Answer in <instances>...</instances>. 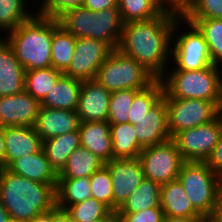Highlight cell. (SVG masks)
Masks as SVG:
<instances>
[{"label": "cell", "mask_w": 222, "mask_h": 222, "mask_svg": "<svg viewBox=\"0 0 222 222\" xmlns=\"http://www.w3.org/2000/svg\"><path fill=\"white\" fill-rule=\"evenodd\" d=\"M164 88L162 81L156 79L148 87L140 90L134 97L129 111V123L138 124L149 110L163 97Z\"/></svg>", "instance_id": "32"}, {"label": "cell", "mask_w": 222, "mask_h": 222, "mask_svg": "<svg viewBox=\"0 0 222 222\" xmlns=\"http://www.w3.org/2000/svg\"><path fill=\"white\" fill-rule=\"evenodd\" d=\"M79 147H81L79 130L42 141V149L57 173L66 165L70 154Z\"/></svg>", "instance_id": "24"}, {"label": "cell", "mask_w": 222, "mask_h": 222, "mask_svg": "<svg viewBox=\"0 0 222 222\" xmlns=\"http://www.w3.org/2000/svg\"><path fill=\"white\" fill-rule=\"evenodd\" d=\"M10 222H26V221H15V220H11Z\"/></svg>", "instance_id": "52"}, {"label": "cell", "mask_w": 222, "mask_h": 222, "mask_svg": "<svg viewBox=\"0 0 222 222\" xmlns=\"http://www.w3.org/2000/svg\"><path fill=\"white\" fill-rule=\"evenodd\" d=\"M47 222H74L66 210L55 207L47 211Z\"/></svg>", "instance_id": "44"}, {"label": "cell", "mask_w": 222, "mask_h": 222, "mask_svg": "<svg viewBox=\"0 0 222 222\" xmlns=\"http://www.w3.org/2000/svg\"><path fill=\"white\" fill-rule=\"evenodd\" d=\"M118 0H83V7L91 11L98 12L101 10L117 7Z\"/></svg>", "instance_id": "43"}, {"label": "cell", "mask_w": 222, "mask_h": 222, "mask_svg": "<svg viewBox=\"0 0 222 222\" xmlns=\"http://www.w3.org/2000/svg\"><path fill=\"white\" fill-rule=\"evenodd\" d=\"M65 210L74 222H95L111 212L105 204L94 197L69 205Z\"/></svg>", "instance_id": "35"}, {"label": "cell", "mask_w": 222, "mask_h": 222, "mask_svg": "<svg viewBox=\"0 0 222 222\" xmlns=\"http://www.w3.org/2000/svg\"><path fill=\"white\" fill-rule=\"evenodd\" d=\"M222 133V113L209 123L177 132L171 139L184 161L205 162Z\"/></svg>", "instance_id": "11"}, {"label": "cell", "mask_w": 222, "mask_h": 222, "mask_svg": "<svg viewBox=\"0 0 222 222\" xmlns=\"http://www.w3.org/2000/svg\"><path fill=\"white\" fill-rule=\"evenodd\" d=\"M138 158L143 166L145 178L160 185L176 180L185 162L172 139L144 147Z\"/></svg>", "instance_id": "10"}, {"label": "cell", "mask_w": 222, "mask_h": 222, "mask_svg": "<svg viewBox=\"0 0 222 222\" xmlns=\"http://www.w3.org/2000/svg\"><path fill=\"white\" fill-rule=\"evenodd\" d=\"M81 147L88 149L105 163L113 159L110 124L106 121L80 122Z\"/></svg>", "instance_id": "20"}, {"label": "cell", "mask_w": 222, "mask_h": 222, "mask_svg": "<svg viewBox=\"0 0 222 222\" xmlns=\"http://www.w3.org/2000/svg\"><path fill=\"white\" fill-rule=\"evenodd\" d=\"M120 222H163L164 211L161 206L143 209L139 212H117Z\"/></svg>", "instance_id": "40"}, {"label": "cell", "mask_w": 222, "mask_h": 222, "mask_svg": "<svg viewBox=\"0 0 222 222\" xmlns=\"http://www.w3.org/2000/svg\"><path fill=\"white\" fill-rule=\"evenodd\" d=\"M117 7L124 24L153 19L162 13L157 0H118Z\"/></svg>", "instance_id": "33"}, {"label": "cell", "mask_w": 222, "mask_h": 222, "mask_svg": "<svg viewBox=\"0 0 222 222\" xmlns=\"http://www.w3.org/2000/svg\"><path fill=\"white\" fill-rule=\"evenodd\" d=\"M177 19L162 12L153 19L125 23L117 49L160 79L172 62V31Z\"/></svg>", "instance_id": "1"}, {"label": "cell", "mask_w": 222, "mask_h": 222, "mask_svg": "<svg viewBox=\"0 0 222 222\" xmlns=\"http://www.w3.org/2000/svg\"><path fill=\"white\" fill-rule=\"evenodd\" d=\"M165 101L167 128L171 138L182 130L209 123L222 113V102L203 99H165Z\"/></svg>", "instance_id": "9"}, {"label": "cell", "mask_w": 222, "mask_h": 222, "mask_svg": "<svg viewBox=\"0 0 222 222\" xmlns=\"http://www.w3.org/2000/svg\"><path fill=\"white\" fill-rule=\"evenodd\" d=\"M203 35L213 65H222V19H185Z\"/></svg>", "instance_id": "31"}, {"label": "cell", "mask_w": 222, "mask_h": 222, "mask_svg": "<svg viewBox=\"0 0 222 222\" xmlns=\"http://www.w3.org/2000/svg\"><path fill=\"white\" fill-rule=\"evenodd\" d=\"M0 168H5L4 127H1V126H0Z\"/></svg>", "instance_id": "47"}, {"label": "cell", "mask_w": 222, "mask_h": 222, "mask_svg": "<svg viewBox=\"0 0 222 222\" xmlns=\"http://www.w3.org/2000/svg\"><path fill=\"white\" fill-rule=\"evenodd\" d=\"M207 166L222 179V133L211 155L205 161Z\"/></svg>", "instance_id": "42"}, {"label": "cell", "mask_w": 222, "mask_h": 222, "mask_svg": "<svg viewBox=\"0 0 222 222\" xmlns=\"http://www.w3.org/2000/svg\"><path fill=\"white\" fill-rule=\"evenodd\" d=\"M95 222H120V217L117 211H111L106 217Z\"/></svg>", "instance_id": "48"}, {"label": "cell", "mask_w": 222, "mask_h": 222, "mask_svg": "<svg viewBox=\"0 0 222 222\" xmlns=\"http://www.w3.org/2000/svg\"><path fill=\"white\" fill-rule=\"evenodd\" d=\"M63 74L52 66L25 71L24 90L41 102Z\"/></svg>", "instance_id": "30"}, {"label": "cell", "mask_w": 222, "mask_h": 222, "mask_svg": "<svg viewBox=\"0 0 222 222\" xmlns=\"http://www.w3.org/2000/svg\"><path fill=\"white\" fill-rule=\"evenodd\" d=\"M35 2L34 0H32ZM83 0H42L40 8L36 10L37 14L57 18L64 11L80 7Z\"/></svg>", "instance_id": "39"}, {"label": "cell", "mask_w": 222, "mask_h": 222, "mask_svg": "<svg viewBox=\"0 0 222 222\" xmlns=\"http://www.w3.org/2000/svg\"><path fill=\"white\" fill-rule=\"evenodd\" d=\"M210 217L216 222H222V191L218 194Z\"/></svg>", "instance_id": "45"}, {"label": "cell", "mask_w": 222, "mask_h": 222, "mask_svg": "<svg viewBox=\"0 0 222 222\" xmlns=\"http://www.w3.org/2000/svg\"><path fill=\"white\" fill-rule=\"evenodd\" d=\"M4 139L5 168H8L16 159L37 153L42 149V139L34 127H4Z\"/></svg>", "instance_id": "18"}, {"label": "cell", "mask_w": 222, "mask_h": 222, "mask_svg": "<svg viewBox=\"0 0 222 222\" xmlns=\"http://www.w3.org/2000/svg\"><path fill=\"white\" fill-rule=\"evenodd\" d=\"M111 92L97 81H82L77 114L80 122L106 121L109 117Z\"/></svg>", "instance_id": "15"}, {"label": "cell", "mask_w": 222, "mask_h": 222, "mask_svg": "<svg viewBox=\"0 0 222 222\" xmlns=\"http://www.w3.org/2000/svg\"><path fill=\"white\" fill-rule=\"evenodd\" d=\"M77 110H61L40 107L34 129L42 141L79 130Z\"/></svg>", "instance_id": "17"}, {"label": "cell", "mask_w": 222, "mask_h": 222, "mask_svg": "<svg viewBox=\"0 0 222 222\" xmlns=\"http://www.w3.org/2000/svg\"><path fill=\"white\" fill-rule=\"evenodd\" d=\"M94 80L114 92L124 89L143 90L156 78L133 58L114 49L98 68Z\"/></svg>", "instance_id": "6"}, {"label": "cell", "mask_w": 222, "mask_h": 222, "mask_svg": "<svg viewBox=\"0 0 222 222\" xmlns=\"http://www.w3.org/2000/svg\"><path fill=\"white\" fill-rule=\"evenodd\" d=\"M160 206L165 216H202L188 199L184 187L178 179L161 185Z\"/></svg>", "instance_id": "23"}, {"label": "cell", "mask_w": 222, "mask_h": 222, "mask_svg": "<svg viewBox=\"0 0 222 222\" xmlns=\"http://www.w3.org/2000/svg\"><path fill=\"white\" fill-rule=\"evenodd\" d=\"M177 179L193 207L202 216H210L218 194L222 191V179L205 162L197 161H185Z\"/></svg>", "instance_id": "7"}, {"label": "cell", "mask_w": 222, "mask_h": 222, "mask_svg": "<svg viewBox=\"0 0 222 222\" xmlns=\"http://www.w3.org/2000/svg\"><path fill=\"white\" fill-rule=\"evenodd\" d=\"M56 19L76 38L99 40L112 50L119 45L124 25L118 7L94 12L80 6L64 11Z\"/></svg>", "instance_id": "4"}, {"label": "cell", "mask_w": 222, "mask_h": 222, "mask_svg": "<svg viewBox=\"0 0 222 222\" xmlns=\"http://www.w3.org/2000/svg\"><path fill=\"white\" fill-rule=\"evenodd\" d=\"M12 173L43 184H57L58 173L51 166L43 149L16 159L8 168Z\"/></svg>", "instance_id": "21"}, {"label": "cell", "mask_w": 222, "mask_h": 222, "mask_svg": "<svg viewBox=\"0 0 222 222\" xmlns=\"http://www.w3.org/2000/svg\"><path fill=\"white\" fill-rule=\"evenodd\" d=\"M140 90H117L111 92L109 103V117L107 122L110 125L129 122V111L135 95Z\"/></svg>", "instance_id": "36"}, {"label": "cell", "mask_w": 222, "mask_h": 222, "mask_svg": "<svg viewBox=\"0 0 222 222\" xmlns=\"http://www.w3.org/2000/svg\"><path fill=\"white\" fill-rule=\"evenodd\" d=\"M90 177L58 178L56 187V207L65 210L92 197Z\"/></svg>", "instance_id": "26"}, {"label": "cell", "mask_w": 222, "mask_h": 222, "mask_svg": "<svg viewBox=\"0 0 222 222\" xmlns=\"http://www.w3.org/2000/svg\"><path fill=\"white\" fill-rule=\"evenodd\" d=\"M134 127L137 141L143 148L171 139L165 98L162 97Z\"/></svg>", "instance_id": "16"}, {"label": "cell", "mask_w": 222, "mask_h": 222, "mask_svg": "<svg viewBox=\"0 0 222 222\" xmlns=\"http://www.w3.org/2000/svg\"><path fill=\"white\" fill-rule=\"evenodd\" d=\"M10 221H11V218L9 217V214L4 208L0 199V222H10Z\"/></svg>", "instance_id": "49"}, {"label": "cell", "mask_w": 222, "mask_h": 222, "mask_svg": "<svg viewBox=\"0 0 222 222\" xmlns=\"http://www.w3.org/2000/svg\"><path fill=\"white\" fill-rule=\"evenodd\" d=\"M92 197L113 211V191L109 169L104 165L90 176Z\"/></svg>", "instance_id": "37"}, {"label": "cell", "mask_w": 222, "mask_h": 222, "mask_svg": "<svg viewBox=\"0 0 222 222\" xmlns=\"http://www.w3.org/2000/svg\"><path fill=\"white\" fill-rule=\"evenodd\" d=\"M58 23L56 18L36 13L4 34L25 71L51 67L53 28Z\"/></svg>", "instance_id": "3"}, {"label": "cell", "mask_w": 222, "mask_h": 222, "mask_svg": "<svg viewBox=\"0 0 222 222\" xmlns=\"http://www.w3.org/2000/svg\"><path fill=\"white\" fill-rule=\"evenodd\" d=\"M161 185L144 178L117 212H139L160 206Z\"/></svg>", "instance_id": "28"}, {"label": "cell", "mask_w": 222, "mask_h": 222, "mask_svg": "<svg viewBox=\"0 0 222 222\" xmlns=\"http://www.w3.org/2000/svg\"><path fill=\"white\" fill-rule=\"evenodd\" d=\"M113 191V211H117L145 178L139 158H113L105 163Z\"/></svg>", "instance_id": "13"}, {"label": "cell", "mask_w": 222, "mask_h": 222, "mask_svg": "<svg viewBox=\"0 0 222 222\" xmlns=\"http://www.w3.org/2000/svg\"><path fill=\"white\" fill-rule=\"evenodd\" d=\"M184 19H222V0H197Z\"/></svg>", "instance_id": "38"}, {"label": "cell", "mask_w": 222, "mask_h": 222, "mask_svg": "<svg viewBox=\"0 0 222 222\" xmlns=\"http://www.w3.org/2000/svg\"><path fill=\"white\" fill-rule=\"evenodd\" d=\"M82 80L63 74L40 102L41 107L61 110H77Z\"/></svg>", "instance_id": "22"}, {"label": "cell", "mask_w": 222, "mask_h": 222, "mask_svg": "<svg viewBox=\"0 0 222 222\" xmlns=\"http://www.w3.org/2000/svg\"><path fill=\"white\" fill-rule=\"evenodd\" d=\"M112 49L104 42L92 38H76L75 50L65 75L82 81L93 80L98 68Z\"/></svg>", "instance_id": "12"}, {"label": "cell", "mask_w": 222, "mask_h": 222, "mask_svg": "<svg viewBox=\"0 0 222 222\" xmlns=\"http://www.w3.org/2000/svg\"><path fill=\"white\" fill-rule=\"evenodd\" d=\"M40 102L25 90L11 96L0 97V126L34 127Z\"/></svg>", "instance_id": "14"}, {"label": "cell", "mask_w": 222, "mask_h": 222, "mask_svg": "<svg viewBox=\"0 0 222 222\" xmlns=\"http://www.w3.org/2000/svg\"><path fill=\"white\" fill-rule=\"evenodd\" d=\"M183 23L185 24V29L187 25L189 26L186 29L187 32L185 31L181 34L177 30L179 29L180 31L181 27L183 28ZM176 33H180V35L178 36ZM175 37L177 38L175 39ZM171 42H173L171 47L174 46L171 48V56L173 57L171 59L175 65L171 63L173 68H169L170 70L195 71L213 65L208 45L203 35L193 24L187 22L184 18H178L175 21Z\"/></svg>", "instance_id": "8"}, {"label": "cell", "mask_w": 222, "mask_h": 222, "mask_svg": "<svg viewBox=\"0 0 222 222\" xmlns=\"http://www.w3.org/2000/svg\"><path fill=\"white\" fill-rule=\"evenodd\" d=\"M201 222H216V221L210 216H201Z\"/></svg>", "instance_id": "51"}, {"label": "cell", "mask_w": 222, "mask_h": 222, "mask_svg": "<svg viewBox=\"0 0 222 222\" xmlns=\"http://www.w3.org/2000/svg\"><path fill=\"white\" fill-rule=\"evenodd\" d=\"M222 67L211 65L195 70H170L162 81L165 99H203L222 102ZM171 72V73H170ZM168 74V75H167Z\"/></svg>", "instance_id": "5"}, {"label": "cell", "mask_w": 222, "mask_h": 222, "mask_svg": "<svg viewBox=\"0 0 222 222\" xmlns=\"http://www.w3.org/2000/svg\"><path fill=\"white\" fill-rule=\"evenodd\" d=\"M76 37L66 31L59 23L53 28L51 66L65 72L72 60L75 50Z\"/></svg>", "instance_id": "29"}, {"label": "cell", "mask_w": 222, "mask_h": 222, "mask_svg": "<svg viewBox=\"0 0 222 222\" xmlns=\"http://www.w3.org/2000/svg\"><path fill=\"white\" fill-rule=\"evenodd\" d=\"M105 162L88 149L79 147L68 157L66 165L58 173V178L90 177L95 171L101 169Z\"/></svg>", "instance_id": "25"}, {"label": "cell", "mask_w": 222, "mask_h": 222, "mask_svg": "<svg viewBox=\"0 0 222 222\" xmlns=\"http://www.w3.org/2000/svg\"><path fill=\"white\" fill-rule=\"evenodd\" d=\"M25 69L16 58L12 46L0 36V97L24 91Z\"/></svg>", "instance_id": "19"}, {"label": "cell", "mask_w": 222, "mask_h": 222, "mask_svg": "<svg viewBox=\"0 0 222 222\" xmlns=\"http://www.w3.org/2000/svg\"><path fill=\"white\" fill-rule=\"evenodd\" d=\"M29 222H47V212H44V213H41V214L35 216Z\"/></svg>", "instance_id": "50"}, {"label": "cell", "mask_w": 222, "mask_h": 222, "mask_svg": "<svg viewBox=\"0 0 222 222\" xmlns=\"http://www.w3.org/2000/svg\"><path fill=\"white\" fill-rule=\"evenodd\" d=\"M131 123L110 125L113 158H138L143 147L138 143Z\"/></svg>", "instance_id": "27"}, {"label": "cell", "mask_w": 222, "mask_h": 222, "mask_svg": "<svg viewBox=\"0 0 222 222\" xmlns=\"http://www.w3.org/2000/svg\"><path fill=\"white\" fill-rule=\"evenodd\" d=\"M57 184H43L0 168V199L11 220L31 221L56 207Z\"/></svg>", "instance_id": "2"}, {"label": "cell", "mask_w": 222, "mask_h": 222, "mask_svg": "<svg viewBox=\"0 0 222 222\" xmlns=\"http://www.w3.org/2000/svg\"><path fill=\"white\" fill-rule=\"evenodd\" d=\"M26 4V0H0V31L7 33L16 29L36 13H30Z\"/></svg>", "instance_id": "34"}, {"label": "cell", "mask_w": 222, "mask_h": 222, "mask_svg": "<svg viewBox=\"0 0 222 222\" xmlns=\"http://www.w3.org/2000/svg\"><path fill=\"white\" fill-rule=\"evenodd\" d=\"M163 13L185 18L195 7L197 0H157Z\"/></svg>", "instance_id": "41"}, {"label": "cell", "mask_w": 222, "mask_h": 222, "mask_svg": "<svg viewBox=\"0 0 222 222\" xmlns=\"http://www.w3.org/2000/svg\"><path fill=\"white\" fill-rule=\"evenodd\" d=\"M163 222H201V216H194V217L164 216Z\"/></svg>", "instance_id": "46"}]
</instances>
